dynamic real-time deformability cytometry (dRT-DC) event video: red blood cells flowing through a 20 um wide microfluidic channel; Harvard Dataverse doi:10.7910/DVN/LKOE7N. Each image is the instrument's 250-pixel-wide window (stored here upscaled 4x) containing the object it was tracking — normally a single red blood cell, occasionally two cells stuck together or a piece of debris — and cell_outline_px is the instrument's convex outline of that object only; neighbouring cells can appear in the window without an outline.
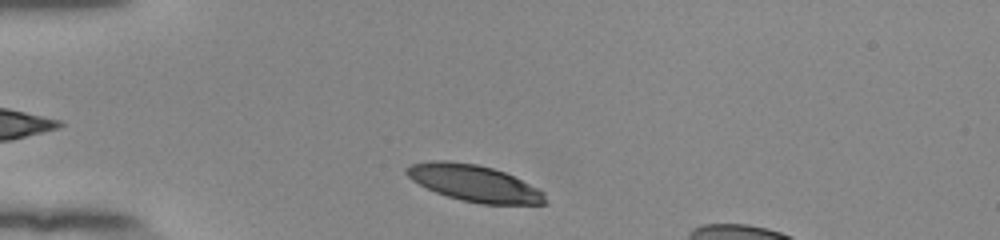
{"species": "human", "species_latin": "Homo sapiens", "temperature_condition": "room temperature", "stored_images_in_passage": 35, "camera_frame_rate_fps": 3000, "um_per_image_px": 0.085, "donor": {"sex": "female"}, "frame": {"image": 1, "passage_image": 2, "time_ms": 0.333, "image_size_px": [1000, 240], "cell_outline_px": [[548, 204], [480, 204], [460, 200], [436, 192], [412, 180], [404, 172], [404, 168], [412, 164], [432, 160], [448, 160], [476, 164], [492, 168], [504, 172], [544, 192]], "centroid_in_image_um": [40.28, 15.57], "position_along_channel_um": 44.7, "area_um2": 29.3}}
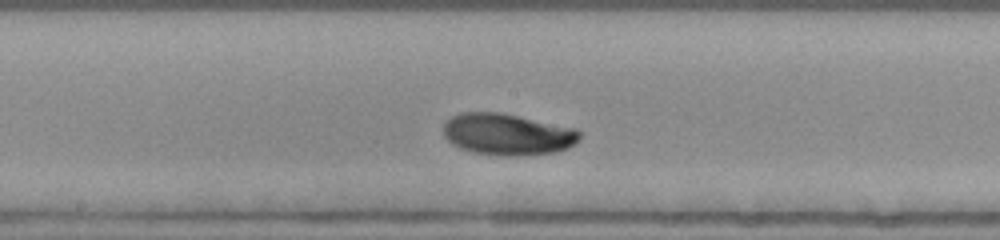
{"frame": {"image": 2, "passage_image": 17, "time_ms": 5.333, "image_size_px": [1000, 240], "cell_outline_px": [[580, 140], [576, 144], [568, 148], [556, 152], [516, 156], [500, 156], [472, 152], [460, 148], [452, 144], [444, 136], [444, 124], [452, 116], [460, 112], [500, 112], [576, 128], [580, 132]], "centroid_in_image_um": [43.15, 11.42], "position_along_channel_um": 205.0, "area_um2": 33.23}}
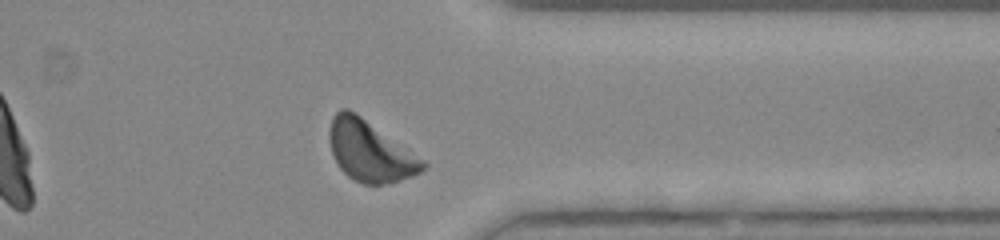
{"frame": {"image": 3, "passage_image": 31, "time_ms": 10.0, "image_size_px": [1000, 240], "cell_outline_px": [[428, 164], [420, 172], [412, 176], [400, 180], [384, 184], [364, 184], [348, 176], [340, 168], [332, 152], [328, 140], [328, 132], [332, 116], [340, 108], [348, 108], [356, 112], [424, 160]], "centroid_in_image_um": [31.42, 12.82], "position_along_channel_um": 380.0, "area_um2": 32.89}, "authors_computed_cell_mechanics": {"area_um2": 31.6166, "velocity_mm_per_s": 3.827, "shape_relaxation_time_tau1_ms": 4.565, "shape_relaxation_time_tau2_ms": null, "deformation_change_tau1": 0.1666, "deformation_change_tau2": null}}